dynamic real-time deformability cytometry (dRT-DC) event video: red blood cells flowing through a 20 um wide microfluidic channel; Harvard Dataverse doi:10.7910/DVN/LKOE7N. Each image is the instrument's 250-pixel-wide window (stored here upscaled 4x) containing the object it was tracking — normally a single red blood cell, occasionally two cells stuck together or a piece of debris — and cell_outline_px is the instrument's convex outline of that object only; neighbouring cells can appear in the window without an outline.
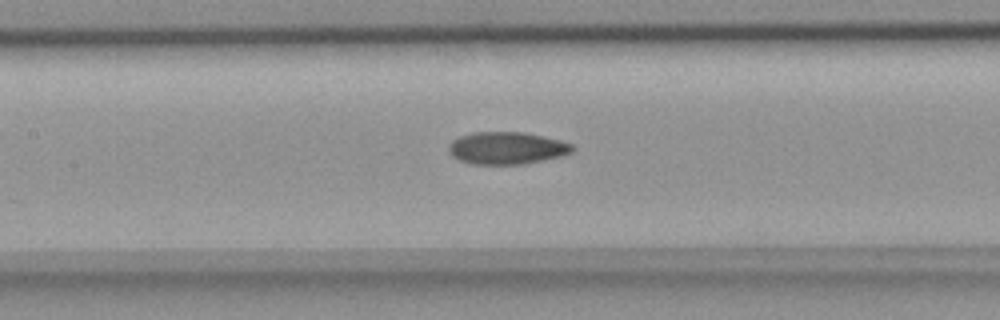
{"species": "common noctule bat (a hibernating species)", "species_latin": "Nyctalus noctula", "temperature_condition": "room temperature", "stored_images_in_passage": 49, "camera_frame_rate_fps": 3000, "um_per_image_px": 0.085, "animal": {"sex": "female", "body_mass_g": 18.4}, "frame": {"image": 1, "passage_image": 21, "time_ms": 6.667, "image_size_px": [1000, 320], "cell_outline_px": [[576, 148], [572, 152], [560, 156], [524, 164], [472, 164], [460, 160], [452, 156], [448, 152], [448, 144], [452, 140], [460, 136], [476, 132], [520, 132], [560, 140], [572, 144]], "centroid_in_image_um": [43.05, 12.59], "position_along_channel_um": 164.3, "area_um2": 23.18}}
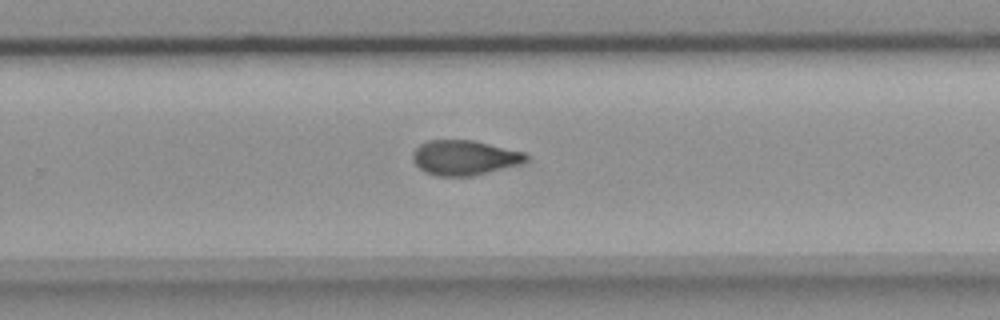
{"frame": {"image": 2, "passage_image": 31, "time_ms": 10.0, "image_size_px": [1000, 320], "cell_outline_px": [[528, 160], [520, 164], [472, 176], [436, 176], [424, 172], [412, 160], [412, 152], [420, 144], [428, 140], [472, 140], [524, 152], [528, 156]], "centroid_in_image_um": [39.45, 13.4], "position_along_channel_um": 290.4, "area_um2": 23.0}}
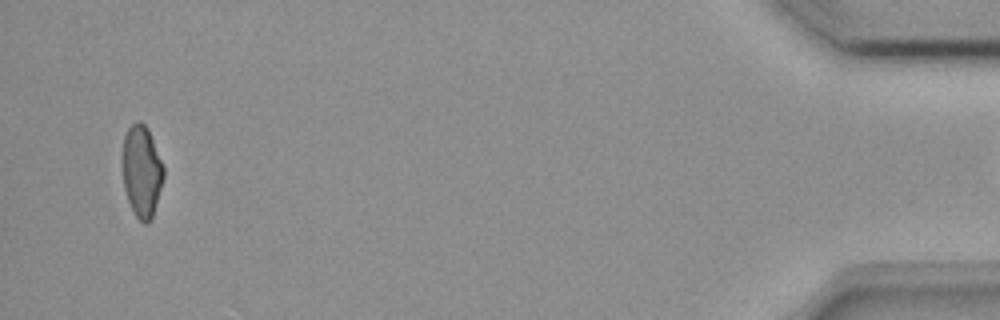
{"frame": {"image": 3, "passage_image": 48, "time_ms": 15.667, "image_size_px": [1000, 320], "cell_outline_px": [[164, 176], [152, 216], [148, 224], [144, 224], [136, 216], [128, 200], [124, 188], [120, 160], [124, 136], [128, 128], [136, 120], [140, 120], [148, 128], [164, 168]], "centroid_in_image_um": [12.0, 14.51], "position_along_channel_um": 423.2, "area_um2": 22.2}}